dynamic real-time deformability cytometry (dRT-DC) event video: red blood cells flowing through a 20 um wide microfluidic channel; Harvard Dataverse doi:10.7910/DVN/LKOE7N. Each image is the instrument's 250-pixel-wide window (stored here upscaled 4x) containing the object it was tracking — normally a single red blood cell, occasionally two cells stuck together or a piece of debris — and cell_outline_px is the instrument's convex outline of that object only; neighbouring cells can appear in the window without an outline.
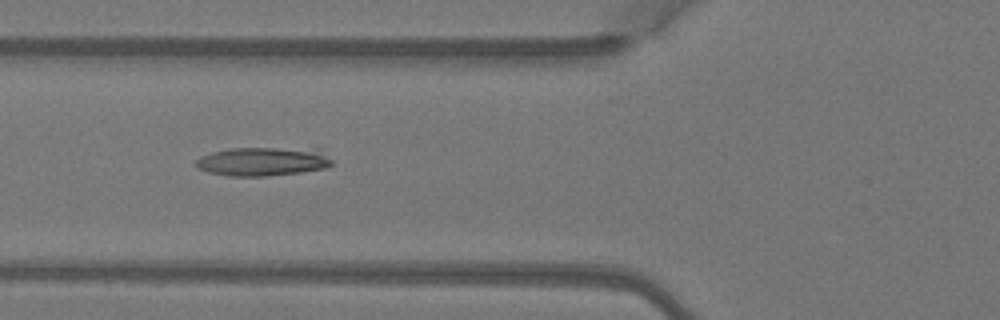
{"species": "Egyptian fruit bat (a non-hibernating species)", "species_latin": "Rousettus aegyptiacus", "temperature_condition": "warm", "stored_images_in_passage": 6, "camera_frame_rate_fps": 3000, "um_per_image_px": 0.085, "animal": {"sex": "female"}, "frame": {"image": 1, "passage_image": 5, "time_ms": 1.333, "image_size_px": [1000, 320], "cell_outline_px": [[332, 164], [324, 168], [300, 172], [264, 176], [228, 176], [208, 172], [196, 168], [196, 160], [200, 156], [212, 152], [228, 148], [316, 148], [332, 160]], "centroid_in_image_um": [22.3, 13.72], "position_along_channel_um": 103.5, "area_um2": 22.83}}
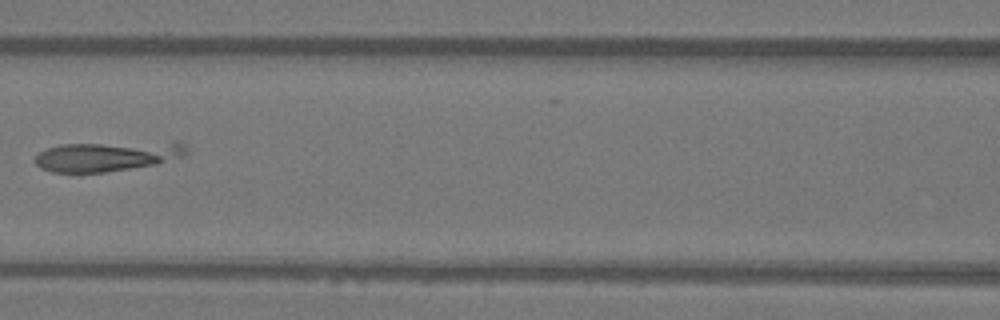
{"frame": {"image": 2, "passage_image": 6, "time_ms": 1.667, "image_size_px": [1000, 320], "cell_outline_px": [[188, 152], [184, 156], [156, 164], [104, 172], [52, 172], [40, 168], [32, 160], [40, 152], [48, 148], [60, 144], [176, 140], [188, 144]], "centroid_in_image_um": [9.21, 13.24], "position_along_channel_um": 157.4, "area_um2": 27.11}}